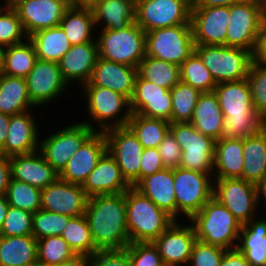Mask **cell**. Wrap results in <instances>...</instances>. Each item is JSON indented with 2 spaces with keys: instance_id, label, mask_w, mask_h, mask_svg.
I'll return each instance as SVG.
<instances>
[{
  "instance_id": "cell-1",
  "label": "cell",
  "mask_w": 266,
  "mask_h": 266,
  "mask_svg": "<svg viewBox=\"0 0 266 266\" xmlns=\"http://www.w3.org/2000/svg\"><path fill=\"white\" fill-rule=\"evenodd\" d=\"M84 216L97 251L123 250L130 244L125 192L89 197Z\"/></svg>"
},
{
  "instance_id": "cell-2",
  "label": "cell",
  "mask_w": 266,
  "mask_h": 266,
  "mask_svg": "<svg viewBox=\"0 0 266 266\" xmlns=\"http://www.w3.org/2000/svg\"><path fill=\"white\" fill-rule=\"evenodd\" d=\"M214 92L224 116L219 140L245 139L266 127V120L253 107L247 78L218 83Z\"/></svg>"
},
{
  "instance_id": "cell-3",
  "label": "cell",
  "mask_w": 266,
  "mask_h": 266,
  "mask_svg": "<svg viewBox=\"0 0 266 266\" xmlns=\"http://www.w3.org/2000/svg\"><path fill=\"white\" fill-rule=\"evenodd\" d=\"M130 243L153 242L175 219L134 187L125 192Z\"/></svg>"
},
{
  "instance_id": "cell-4",
  "label": "cell",
  "mask_w": 266,
  "mask_h": 266,
  "mask_svg": "<svg viewBox=\"0 0 266 266\" xmlns=\"http://www.w3.org/2000/svg\"><path fill=\"white\" fill-rule=\"evenodd\" d=\"M189 220L197 240L226 250L237 248L242 225L215 198L208 200Z\"/></svg>"
},
{
  "instance_id": "cell-5",
  "label": "cell",
  "mask_w": 266,
  "mask_h": 266,
  "mask_svg": "<svg viewBox=\"0 0 266 266\" xmlns=\"http://www.w3.org/2000/svg\"><path fill=\"white\" fill-rule=\"evenodd\" d=\"M82 96L86 97V109L89 112L90 121H81L91 129L105 132L111 128L126 127L132 112L130 100L111 89L100 86H82ZM95 123L98 126H95ZM98 127V128H97Z\"/></svg>"
},
{
  "instance_id": "cell-6",
  "label": "cell",
  "mask_w": 266,
  "mask_h": 266,
  "mask_svg": "<svg viewBox=\"0 0 266 266\" xmlns=\"http://www.w3.org/2000/svg\"><path fill=\"white\" fill-rule=\"evenodd\" d=\"M98 56L106 60L138 67L146 56L145 31L135 22L119 30H99Z\"/></svg>"
},
{
  "instance_id": "cell-7",
  "label": "cell",
  "mask_w": 266,
  "mask_h": 266,
  "mask_svg": "<svg viewBox=\"0 0 266 266\" xmlns=\"http://www.w3.org/2000/svg\"><path fill=\"white\" fill-rule=\"evenodd\" d=\"M194 52L210 71L216 84L247 78L253 61L252 52L225 45H195Z\"/></svg>"
},
{
  "instance_id": "cell-8",
  "label": "cell",
  "mask_w": 266,
  "mask_h": 266,
  "mask_svg": "<svg viewBox=\"0 0 266 266\" xmlns=\"http://www.w3.org/2000/svg\"><path fill=\"white\" fill-rule=\"evenodd\" d=\"M266 24V8L255 0L230 5L226 46L239 47L253 53L257 38Z\"/></svg>"
},
{
  "instance_id": "cell-9",
  "label": "cell",
  "mask_w": 266,
  "mask_h": 266,
  "mask_svg": "<svg viewBox=\"0 0 266 266\" xmlns=\"http://www.w3.org/2000/svg\"><path fill=\"white\" fill-rule=\"evenodd\" d=\"M173 177L176 220L184 215L188 222L213 197V174L178 167L173 169Z\"/></svg>"
},
{
  "instance_id": "cell-10",
  "label": "cell",
  "mask_w": 266,
  "mask_h": 266,
  "mask_svg": "<svg viewBox=\"0 0 266 266\" xmlns=\"http://www.w3.org/2000/svg\"><path fill=\"white\" fill-rule=\"evenodd\" d=\"M146 56L178 66L194 52L195 43L191 24L159 28L145 32Z\"/></svg>"
},
{
  "instance_id": "cell-11",
  "label": "cell",
  "mask_w": 266,
  "mask_h": 266,
  "mask_svg": "<svg viewBox=\"0 0 266 266\" xmlns=\"http://www.w3.org/2000/svg\"><path fill=\"white\" fill-rule=\"evenodd\" d=\"M170 132L182 150L180 167L213 174L216 141L199 132L191 123H170Z\"/></svg>"
},
{
  "instance_id": "cell-12",
  "label": "cell",
  "mask_w": 266,
  "mask_h": 266,
  "mask_svg": "<svg viewBox=\"0 0 266 266\" xmlns=\"http://www.w3.org/2000/svg\"><path fill=\"white\" fill-rule=\"evenodd\" d=\"M63 128L55 133L51 132L49 136L47 134V137L39 143V151L58 175L75 152L95 132L87 124L81 122H74Z\"/></svg>"
},
{
  "instance_id": "cell-13",
  "label": "cell",
  "mask_w": 266,
  "mask_h": 266,
  "mask_svg": "<svg viewBox=\"0 0 266 266\" xmlns=\"http://www.w3.org/2000/svg\"><path fill=\"white\" fill-rule=\"evenodd\" d=\"M213 198L224 205L241 225L260 213L256 185L241 178L214 179Z\"/></svg>"
},
{
  "instance_id": "cell-14",
  "label": "cell",
  "mask_w": 266,
  "mask_h": 266,
  "mask_svg": "<svg viewBox=\"0 0 266 266\" xmlns=\"http://www.w3.org/2000/svg\"><path fill=\"white\" fill-rule=\"evenodd\" d=\"M107 151L117 162L123 177L134 187L140 181V165L144 147L126 127L106 130Z\"/></svg>"
},
{
  "instance_id": "cell-15",
  "label": "cell",
  "mask_w": 266,
  "mask_h": 266,
  "mask_svg": "<svg viewBox=\"0 0 266 266\" xmlns=\"http://www.w3.org/2000/svg\"><path fill=\"white\" fill-rule=\"evenodd\" d=\"M191 9L182 0H141L136 3L135 23L145 32L191 24Z\"/></svg>"
},
{
  "instance_id": "cell-16",
  "label": "cell",
  "mask_w": 266,
  "mask_h": 266,
  "mask_svg": "<svg viewBox=\"0 0 266 266\" xmlns=\"http://www.w3.org/2000/svg\"><path fill=\"white\" fill-rule=\"evenodd\" d=\"M26 82L30 101L36 109L49 102L51 105V102L64 95V91H68L67 87L70 88L64 81L57 62L40 59L36 60L28 73Z\"/></svg>"
},
{
  "instance_id": "cell-17",
  "label": "cell",
  "mask_w": 266,
  "mask_h": 266,
  "mask_svg": "<svg viewBox=\"0 0 266 266\" xmlns=\"http://www.w3.org/2000/svg\"><path fill=\"white\" fill-rule=\"evenodd\" d=\"M230 21V6H198L191 10L195 45H225Z\"/></svg>"
},
{
  "instance_id": "cell-18",
  "label": "cell",
  "mask_w": 266,
  "mask_h": 266,
  "mask_svg": "<svg viewBox=\"0 0 266 266\" xmlns=\"http://www.w3.org/2000/svg\"><path fill=\"white\" fill-rule=\"evenodd\" d=\"M69 6L66 0H20L12 7L29 37L39 30L60 26Z\"/></svg>"
},
{
  "instance_id": "cell-19",
  "label": "cell",
  "mask_w": 266,
  "mask_h": 266,
  "mask_svg": "<svg viewBox=\"0 0 266 266\" xmlns=\"http://www.w3.org/2000/svg\"><path fill=\"white\" fill-rule=\"evenodd\" d=\"M175 220L153 244L158 248L164 266H187L196 241L193 225Z\"/></svg>"
},
{
  "instance_id": "cell-20",
  "label": "cell",
  "mask_w": 266,
  "mask_h": 266,
  "mask_svg": "<svg viewBox=\"0 0 266 266\" xmlns=\"http://www.w3.org/2000/svg\"><path fill=\"white\" fill-rule=\"evenodd\" d=\"M88 198L82 185L57 178L41 190V209L76 217L85 213Z\"/></svg>"
},
{
  "instance_id": "cell-21",
  "label": "cell",
  "mask_w": 266,
  "mask_h": 266,
  "mask_svg": "<svg viewBox=\"0 0 266 266\" xmlns=\"http://www.w3.org/2000/svg\"><path fill=\"white\" fill-rule=\"evenodd\" d=\"M132 113L163 119L171 123L172 96L170 90L141 78L138 74L130 98Z\"/></svg>"
},
{
  "instance_id": "cell-22",
  "label": "cell",
  "mask_w": 266,
  "mask_h": 266,
  "mask_svg": "<svg viewBox=\"0 0 266 266\" xmlns=\"http://www.w3.org/2000/svg\"><path fill=\"white\" fill-rule=\"evenodd\" d=\"M106 151L105 133L95 131L67 162L59 178L72 184L83 185Z\"/></svg>"
},
{
  "instance_id": "cell-23",
  "label": "cell",
  "mask_w": 266,
  "mask_h": 266,
  "mask_svg": "<svg viewBox=\"0 0 266 266\" xmlns=\"http://www.w3.org/2000/svg\"><path fill=\"white\" fill-rule=\"evenodd\" d=\"M34 116L32 110L10 116L8 135L0 149L3 154L11 157L39 150V125Z\"/></svg>"
},
{
  "instance_id": "cell-24",
  "label": "cell",
  "mask_w": 266,
  "mask_h": 266,
  "mask_svg": "<svg viewBox=\"0 0 266 266\" xmlns=\"http://www.w3.org/2000/svg\"><path fill=\"white\" fill-rule=\"evenodd\" d=\"M131 185L123 177L115 159L106 151L88 175L82 188L88 197L126 192Z\"/></svg>"
},
{
  "instance_id": "cell-25",
  "label": "cell",
  "mask_w": 266,
  "mask_h": 266,
  "mask_svg": "<svg viewBox=\"0 0 266 266\" xmlns=\"http://www.w3.org/2000/svg\"><path fill=\"white\" fill-rule=\"evenodd\" d=\"M137 68L98 57L90 80L83 86H100L132 97Z\"/></svg>"
},
{
  "instance_id": "cell-26",
  "label": "cell",
  "mask_w": 266,
  "mask_h": 266,
  "mask_svg": "<svg viewBox=\"0 0 266 266\" xmlns=\"http://www.w3.org/2000/svg\"><path fill=\"white\" fill-rule=\"evenodd\" d=\"M98 57L96 40L71 46L58 62L64 81L70 87L73 82L82 87L90 80Z\"/></svg>"
},
{
  "instance_id": "cell-27",
  "label": "cell",
  "mask_w": 266,
  "mask_h": 266,
  "mask_svg": "<svg viewBox=\"0 0 266 266\" xmlns=\"http://www.w3.org/2000/svg\"><path fill=\"white\" fill-rule=\"evenodd\" d=\"M11 179L44 189L52 184L58 173L46 162L39 150L10 157Z\"/></svg>"
},
{
  "instance_id": "cell-28",
  "label": "cell",
  "mask_w": 266,
  "mask_h": 266,
  "mask_svg": "<svg viewBox=\"0 0 266 266\" xmlns=\"http://www.w3.org/2000/svg\"><path fill=\"white\" fill-rule=\"evenodd\" d=\"M140 193L151 199L176 220V198L173 169L165 168L142 178L135 186Z\"/></svg>"
},
{
  "instance_id": "cell-29",
  "label": "cell",
  "mask_w": 266,
  "mask_h": 266,
  "mask_svg": "<svg viewBox=\"0 0 266 266\" xmlns=\"http://www.w3.org/2000/svg\"><path fill=\"white\" fill-rule=\"evenodd\" d=\"M243 165V139L216 140L213 179H242Z\"/></svg>"
},
{
  "instance_id": "cell-30",
  "label": "cell",
  "mask_w": 266,
  "mask_h": 266,
  "mask_svg": "<svg viewBox=\"0 0 266 266\" xmlns=\"http://www.w3.org/2000/svg\"><path fill=\"white\" fill-rule=\"evenodd\" d=\"M91 10L97 30H119L135 22L136 4L131 0H102Z\"/></svg>"
},
{
  "instance_id": "cell-31",
  "label": "cell",
  "mask_w": 266,
  "mask_h": 266,
  "mask_svg": "<svg viewBox=\"0 0 266 266\" xmlns=\"http://www.w3.org/2000/svg\"><path fill=\"white\" fill-rule=\"evenodd\" d=\"M224 116L214 91L202 92L194 109L190 123L202 134L220 139Z\"/></svg>"
},
{
  "instance_id": "cell-32",
  "label": "cell",
  "mask_w": 266,
  "mask_h": 266,
  "mask_svg": "<svg viewBox=\"0 0 266 266\" xmlns=\"http://www.w3.org/2000/svg\"><path fill=\"white\" fill-rule=\"evenodd\" d=\"M242 179L257 185L266 177V127L243 139Z\"/></svg>"
},
{
  "instance_id": "cell-33",
  "label": "cell",
  "mask_w": 266,
  "mask_h": 266,
  "mask_svg": "<svg viewBox=\"0 0 266 266\" xmlns=\"http://www.w3.org/2000/svg\"><path fill=\"white\" fill-rule=\"evenodd\" d=\"M38 262L33 235L0 236V266H29Z\"/></svg>"
},
{
  "instance_id": "cell-34",
  "label": "cell",
  "mask_w": 266,
  "mask_h": 266,
  "mask_svg": "<svg viewBox=\"0 0 266 266\" xmlns=\"http://www.w3.org/2000/svg\"><path fill=\"white\" fill-rule=\"evenodd\" d=\"M60 26L72 46L96 40L95 21L89 8L70 5L63 14Z\"/></svg>"
},
{
  "instance_id": "cell-35",
  "label": "cell",
  "mask_w": 266,
  "mask_h": 266,
  "mask_svg": "<svg viewBox=\"0 0 266 266\" xmlns=\"http://www.w3.org/2000/svg\"><path fill=\"white\" fill-rule=\"evenodd\" d=\"M35 108L30 101L26 78L0 76V112L12 116Z\"/></svg>"
},
{
  "instance_id": "cell-36",
  "label": "cell",
  "mask_w": 266,
  "mask_h": 266,
  "mask_svg": "<svg viewBox=\"0 0 266 266\" xmlns=\"http://www.w3.org/2000/svg\"><path fill=\"white\" fill-rule=\"evenodd\" d=\"M28 39L35 47L37 59L57 63L72 46L61 26L39 30Z\"/></svg>"
},
{
  "instance_id": "cell-37",
  "label": "cell",
  "mask_w": 266,
  "mask_h": 266,
  "mask_svg": "<svg viewBox=\"0 0 266 266\" xmlns=\"http://www.w3.org/2000/svg\"><path fill=\"white\" fill-rule=\"evenodd\" d=\"M137 74L168 90L181 81L180 66L151 56L142 59L137 67Z\"/></svg>"
},
{
  "instance_id": "cell-38",
  "label": "cell",
  "mask_w": 266,
  "mask_h": 266,
  "mask_svg": "<svg viewBox=\"0 0 266 266\" xmlns=\"http://www.w3.org/2000/svg\"><path fill=\"white\" fill-rule=\"evenodd\" d=\"M127 127L144 148H157L170 131V122L132 113Z\"/></svg>"
},
{
  "instance_id": "cell-39",
  "label": "cell",
  "mask_w": 266,
  "mask_h": 266,
  "mask_svg": "<svg viewBox=\"0 0 266 266\" xmlns=\"http://www.w3.org/2000/svg\"><path fill=\"white\" fill-rule=\"evenodd\" d=\"M37 54L33 43L27 39L20 44L5 47L3 74L26 78L34 67Z\"/></svg>"
},
{
  "instance_id": "cell-40",
  "label": "cell",
  "mask_w": 266,
  "mask_h": 266,
  "mask_svg": "<svg viewBox=\"0 0 266 266\" xmlns=\"http://www.w3.org/2000/svg\"><path fill=\"white\" fill-rule=\"evenodd\" d=\"M170 93L172 96L171 123H190L202 92L180 81L170 90Z\"/></svg>"
},
{
  "instance_id": "cell-41",
  "label": "cell",
  "mask_w": 266,
  "mask_h": 266,
  "mask_svg": "<svg viewBox=\"0 0 266 266\" xmlns=\"http://www.w3.org/2000/svg\"><path fill=\"white\" fill-rule=\"evenodd\" d=\"M61 237L76 254L91 256L97 252L84 214L71 217Z\"/></svg>"
},
{
  "instance_id": "cell-42",
  "label": "cell",
  "mask_w": 266,
  "mask_h": 266,
  "mask_svg": "<svg viewBox=\"0 0 266 266\" xmlns=\"http://www.w3.org/2000/svg\"><path fill=\"white\" fill-rule=\"evenodd\" d=\"M180 75L181 82L191 85L200 92L214 91L217 85L210 71L195 52L181 64Z\"/></svg>"
},
{
  "instance_id": "cell-43",
  "label": "cell",
  "mask_w": 266,
  "mask_h": 266,
  "mask_svg": "<svg viewBox=\"0 0 266 266\" xmlns=\"http://www.w3.org/2000/svg\"><path fill=\"white\" fill-rule=\"evenodd\" d=\"M5 196L9 206L32 214L41 209V190L25 182L10 179Z\"/></svg>"
},
{
  "instance_id": "cell-44",
  "label": "cell",
  "mask_w": 266,
  "mask_h": 266,
  "mask_svg": "<svg viewBox=\"0 0 266 266\" xmlns=\"http://www.w3.org/2000/svg\"><path fill=\"white\" fill-rule=\"evenodd\" d=\"M75 255L61 236L53 235L37 240V259L44 266H57Z\"/></svg>"
},
{
  "instance_id": "cell-45",
  "label": "cell",
  "mask_w": 266,
  "mask_h": 266,
  "mask_svg": "<svg viewBox=\"0 0 266 266\" xmlns=\"http://www.w3.org/2000/svg\"><path fill=\"white\" fill-rule=\"evenodd\" d=\"M28 39L21 20L12 6L0 5V45L7 47Z\"/></svg>"
},
{
  "instance_id": "cell-46",
  "label": "cell",
  "mask_w": 266,
  "mask_h": 266,
  "mask_svg": "<svg viewBox=\"0 0 266 266\" xmlns=\"http://www.w3.org/2000/svg\"><path fill=\"white\" fill-rule=\"evenodd\" d=\"M70 216L39 209L33 214L32 235L37 239L61 236Z\"/></svg>"
},
{
  "instance_id": "cell-47",
  "label": "cell",
  "mask_w": 266,
  "mask_h": 266,
  "mask_svg": "<svg viewBox=\"0 0 266 266\" xmlns=\"http://www.w3.org/2000/svg\"><path fill=\"white\" fill-rule=\"evenodd\" d=\"M247 80L255 111L266 120V65L252 61Z\"/></svg>"
},
{
  "instance_id": "cell-48",
  "label": "cell",
  "mask_w": 266,
  "mask_h": 266,
  "mask_svg": "<svg viewBox=\"0 0 266 266\" xmlns=\"http://www.w3.org/2000/svg\"><path fill=\"white\" fill-rule=\"evenodd\" d=\"M33 214L9 206L7 215L0 229V236L32 235Z\"/></svg>"
},
{
  "instance_id": "cell-49",
  "label": "cell",
  "mask_w": 266,
  "mask_h": 266,
  "mask_svg": "<svg viewBox=\"0 0 266 266\" xmlns=\"http://www.w3.org/2000/svg\"><path fill=\"white\" fill-rule=\"evenodd\" d=\"M131 266H164L153 242H134L127 246Z\"/></svg>"
},
{
  "instance_id": "cell-50",
  "label": "cell",
  "mask_w": 266,
  "mask_h": 266,
  "mask_svg": "<svg viewBox=\"0 0 266 266\" xmlns=\"http://www.w3.org/2000/svg\"><path fill=\"white\" fill-rule=\"evenodd\" d=\"M225 251L222 247L196 239L187 266H220Z\"/></svg>"
},
{
  "instance_id": "cell-51",
  "label": "cell",
  "mask_w": 266,
  "mask_h": 266,
  "mask_svg": "<svg viewBox=\"0 0 266 266\" xmlns=\"http://www.w3.org/2000/svg\"><path fill=\"white\" fill-rule=\"evenodd\" d=\"M252 218L247 224L242 225L238 245H262L265 247L266 217Z\"/></svg>"
},
{
  "instance_id": "cell-52",
  "label": "cell",
  "mask_w": 266,
  "mask_h": 266,
  "mask_svg": "<svg viewBox=\"0 0 266 266\" xmlns=\"http://www.w3.org/2000/svg\"><path fill=\"white\" fill-rule=\"evenodd\" d=\"M157 149L165 168L174 169L180 167L182 150L170 131Z\"/></svg>"
},
{
  "instance_id": "cell-53",
  "label": "cell",
  "mask_w": 266,
  "mask_h": 266,
  "mask_svg": "<svg viewBox=\"0 0 266 266\" xmlns=\"http://www.w3.org/2000/svg\"><path fill=\"white\" fill-rule=\"evenodd\" d=\"M88 266H131L127 247L123 250L97 251L89 256Z\"/></svg>"
},
{
  "instance_id": "cell-54",
  "label": "cell",
  "mask_w": 266,
  "mask_h": 266,
  "mask_svg": "<svg viewBox=\"0 0 266 266\" xmlns=\"http://www.w3.org/2000/svg\"><path fill=\"white\" fill-rule=\"evenodd\" d=\"M165 169L157 148H144L140 165V180Z\"/></svg>"
},
{
  "instance_id": "cell-55",
  "label": "cell",
  "mask_w": 266,
  "mask_h": 266,
  "mask_svg": "<svg viewBox=\"0 0 266 266\" xmlns=\"http://www.w3.org/2000/svg\"><path fill=\"white\" fill-rule=\"evenodd\" d=\"M251 266H266V249L262 245H237Z\"/></svg>"
},
{
  "instance_id": "cell-56",
  "label": "cell",
  "mask_w": 266,
  "mask_h": 266,
  "mask_svg": "<svg viewBox=\"0 0 266 266\" xmlns=\"http://www.w3.org/2000/svg\"><path fill=\"white\" fill-rule=\"evenodd\" d=\"M10 179V157L0 151V195L6 194Z\"/></svg>"
},
{
  "instance_id": "cell-57",
  "label": "cell",
  "mask_w": 266,
  "mask_h": 266,
  "mask_svg": "<svg viewBox=\"0 0 266 266\" xmlns=\"http://www.w3.org/2000/svg\"><path fill=\"white\" fill-rule=\"evenodd\" d=\"M220 266H251L246 257L237 248L226 250Z\"/></svg>"
},
{
  "instance_id": "cell-58",
  "label": "cell",
  "mask_w": 266,
  "mask_h": 266,
  "mask_svg": "<svg viewBox=\"0 0 266 266\" xmlns=\"http://www.w3.org/2000/svg\"><path fill=\"white\" fill-rule=\"evenodd\" d=\"M253 62L266 65V24L262 27L252 53Z\"/></svg>"
},
{
  "instance_id": "cell-59",
  "label": "cell",
  "mask_w": 266,
  "mask_h": 266,
  "mask_svg": "<svg viewBox=\"0 0 266 266\" xmlns=\"http://www.w3.org/2000/svg\"><path fill=\"white\" fill-rule=\"evenodd\" d=\"M10 124V115L0 112V149L4 146Z\"/></svg>"
},
{
  "instance_id": "cell-60",
  "label": "cell",
  "mask_w": 266,
  "mask_h": 266,
  "mask_svg": "<svg viewBox=\"0 0 266 266\" xmlns=\"http://www.w3.org/2000/svg\"><path fill=\"white\" fill-rule=\"evenodd\" d=\"M89 256L83 254H76L71 259L63 261L57 266H88Z\"/></svg>"
},
{
  "instance_id": "cell-61",
  "label": "cell",
  "mask_w": 266,
  "mask_h": 266,
  "mask_svg": "<svg viewBox=\"0 0 266 266\" xmlns=\"http://www.w3.org/2000/svg\"><path fill=\"white\" fill-rule=\"evenodd\" d=\"M257 198H258V206L260 205V211H261V206L263 207L264 203H266V177L262 179L257 185ZM263 201V203L261 202ZM263 205H262V204Z\"/></svg>"
},
{
  "instance_id": "cell-62",
  "label": "cell",
  "mask_w": 266,
  "mask_h": 266,
  "mask_svg": "<svg viewBox=\"0 0 266 266\" xmlns=\"http://www.w3.org/2000/svg\"><path fill=\"white\" fill-rule=\"evenodd\" d=\"M243 0H202L199 6H230Z\"/></svg>"
},
{
  "instance_id": "cell-63",
  "label": "cell",
  "mask_w": 266,
  "mask_h": 266,
  "mask_svg": "<svg viewBox=\"0 0 266 266\" xmlns=\"http://www.w3.org/2000/svg\"><path fill=\"white\" fill-rule=\"evenodd\" d=\"M9 209V203L5 195H0V229Z\"/></svg>"
},
{
  "instance_id": "cell-64",
  "label": "cell",
  "mask_w": 266,
  "mask_h": 266,
  "mask_svg": "<svg viewBox=\"0 0 266 266\" xmlns=\"http://www.w3.org/2000/svg\"><path fill=\"white\" fill-rule=\"evenodd\" d=\"M102 0H73V5L91 9Z\"/></svg>"
},
{
  "instance_id": "cell-65",
  "label": "cell",
  "mask_w": 266,
  "mask_h": 266,
  "mask_svg": "<svg viewBox=\"0 0 266 266\" xmlns=\"http://www.w3.org/2000/svg\"><path fill=\"white\" fill-rule=\"evenodd\" d=\"M5 47L0 45V76L4 71Z\"/></svg>"
},
{
  "instance_id": "cell-66",
  "label": "cell",
  "mask_w": 266,
  "mask_h": 266,
  "mask_svg": "<svg viewBox=\"0 0 266 266\" xmlns=\"http://www.w3.org/2000/svg\"><path fill=\"white\" fill-rule=\"evenodd\" d=\"M191 10L198 7L202 0H182Z\"/></svg>"
},
{
  "instance_id": "cell-67",
  "label": "cell",
  "mask_w": 266,
  "mask_h": 266,
  "mask_svg": "<svg viewBox=\"0 0 266 266\" xmlns=\"http://www.w3.org/2000/svg\"><path fill=\"white\" fill-rule=\"evenodd\" d=\"M18 1H20V0H4V4L1 6H13Z\"/></svg>"
},
{
  "instance_id": "cell-68",
  "label": "cell",
  "mask_w": 266,
  "mask_h": 266,
  "mask_svg": "<svg viewBox=\"0 0 266 266\" xmlns=\"http://www.w3.org/2000/svg\"><path fill=\"white\" fill-rule=\"evenodd\" d=\"M258 3H261L266 8V0H255Z\"/></svg>"
},
{
  "instance_id": "cell-69",
  "label": "cell",
  "mask_w": 266,
  "mask_h": 266,
  "mask_svg": "<svg viewBox=\"0 0 266 266\" xmlns=\"http://www.w3.org/2000/svg\"><path fill=\"white\" fill-rule=\"evenodd\" d=\"M29 266H44V265H42V264L39 263V262H36V263H34V264H32V265H29Z\"/></svg>"
},
{
  "instance_id": "cell-70",
  "label": "cell",
  "mask_w": 266,
  "mask_h": 266,
  "mask_svg": "<svg viewBox=\"0 0 266 266\" xmlns=\"http://www.w3.org/2000/svg\"><path fill=\"white\" fill-rule=\"evenodd\" d=\"M70 5L73 4V0H66Z\"/></svg>"
},
{
  "instance_id": "cell-71",
  "label": "cell",
  "mask_w": 266,
  "mask_h": 266,
  "mask_svg": "<svg viewBox=\"0 0 266 266\" xmlns=\"http://www.w3.org/2000/svg\"><path fill=\"white\" fill-rule=\"evenodd\" d=\"M131 1H133L136 4L137 2H139L141 0H131Z\"/></svg>"
},
{
  "instance_id": "cell-72",
  "label": "cell",
  "mask_w": 266,
  "mask_h": 266,
  "mask_svg": "<svg viewBox=\"0 0 266 266\" xmlns=\"http://www.w3.org/2000/svg\"><path fill=\"white\" fill-rule=\"evenodd\" d=\"M264 237H265V247L264 248L266 249V232H265V236Z\"/></svg>"
}]
</instances>
